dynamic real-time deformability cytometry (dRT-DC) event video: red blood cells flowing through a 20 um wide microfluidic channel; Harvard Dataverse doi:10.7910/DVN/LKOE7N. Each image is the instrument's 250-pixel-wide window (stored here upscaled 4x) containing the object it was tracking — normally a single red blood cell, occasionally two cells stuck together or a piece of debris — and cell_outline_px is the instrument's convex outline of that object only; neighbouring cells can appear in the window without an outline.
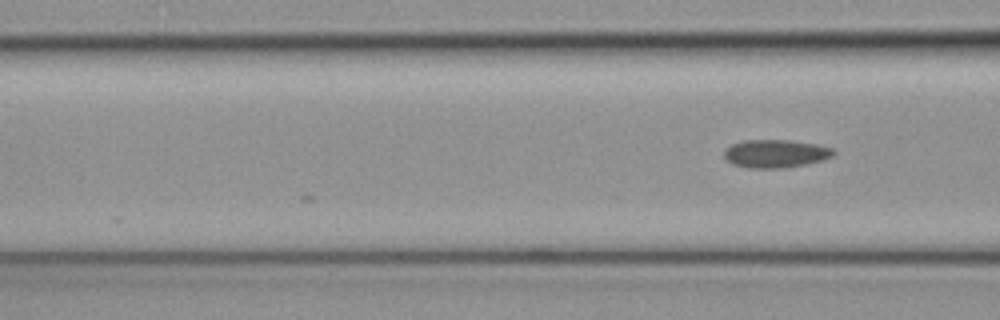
{"species": "common noctule bat (a hibernating species)", "species_latin": "Nyctalus noctula", "temperature_condition": "cold", "stored_images_in_passage": 6, "camera_frame_rate_fps": 3000, "um_per_image_px": 0.085, "animal": {"sex": "female", "body_mass_g": 19.3, "forearm_length_mm": 54.1}, "frame": {"image": 1, "passage_image": 6, "time_ms": 1.667, "image_size_px": [1000, 320], "cell_outline_px": [[836, 152], [832, 156], [820, 160], [804, 164], [780, 168], [748, 168], [732, 164], [724, 160], [724, 148], [732, 144], [744, 140], [788, 140], [816, 144], [832, 148]], "centroid_in_image_um": [65.85, 13.05], "position_along_channel_um": 100.7, "area_um2": 17.86}}